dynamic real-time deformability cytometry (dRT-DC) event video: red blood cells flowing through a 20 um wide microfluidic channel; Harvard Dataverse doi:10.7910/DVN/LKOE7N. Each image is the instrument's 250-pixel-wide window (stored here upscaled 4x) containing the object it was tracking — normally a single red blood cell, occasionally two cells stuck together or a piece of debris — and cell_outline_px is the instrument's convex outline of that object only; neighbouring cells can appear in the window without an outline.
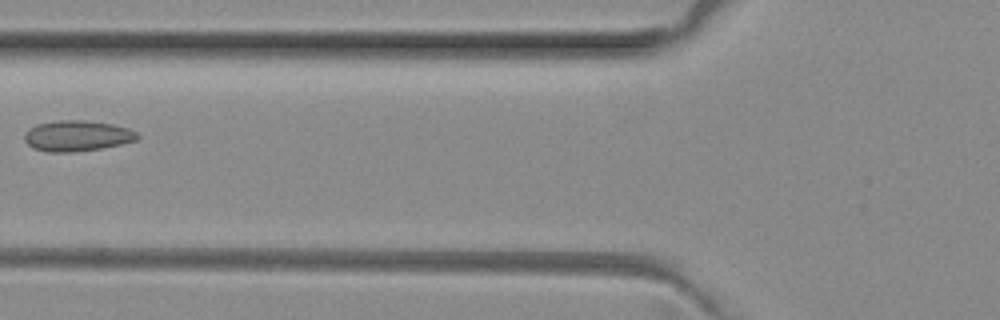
{"species": "common noctule bat (a hibernating species)", "species_latin": "Nyctalus noctula", "temperature_condition": "room temperature", "stored_images_in_passage": 5, "camera_frame_rate_fps": 3000, "um_per_image_px": 0.085, "animal": {"sex": "female", "body_mass_g": 29.2, "forearm_length_mm": 56.3}, "frame": {"image": 1, "passage_image": 5, "time_ms": 1.333, "image_size_px": [1000, 320], "cell_outline_px": [[140, 136], [136, 140], [120, 144], [100, 148], [72, 152], [52, 152], [32, 148], [24, 140], [24, 136], [28, 128], [36, 124], [56, 120], [84, 120], [112, 124], [128, 128], [136, 132]], "centroid_in_image_um": [6.52, 11.53], "position_along_channel_um": 119.3, "area_um2": 20.17}}